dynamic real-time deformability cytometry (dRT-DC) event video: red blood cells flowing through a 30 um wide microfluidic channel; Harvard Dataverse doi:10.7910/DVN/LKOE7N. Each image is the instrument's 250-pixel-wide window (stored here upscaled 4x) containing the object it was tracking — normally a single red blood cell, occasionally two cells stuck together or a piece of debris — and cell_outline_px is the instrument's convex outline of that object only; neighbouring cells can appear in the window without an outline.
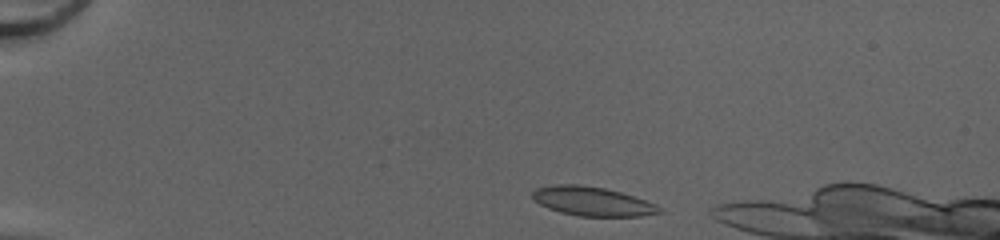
{"species": "common noctule bat (a hibernating species)", "species_latin": "Nyctalus noctula", "temperature_condition": "cold", "stored_images_in_passage": 14, "camera_frame_rate_fps": 3000, "um_per_image_px": 0.085, "animal": {"sex": "female", "body_mass_g": 20.0, "forearm_length_mm": 54.0}, "frame": {"image": 1, "passage_image": 3, "time_ms": 0.667, "image_size_px": [1000, 240], "cell_outline_px": [[664, 212], [640, 216], [580, 216], [560, 212], [548, 208], [540, 204], [532, 196], [532, 192], [536, 188], [556, 184], [580, 184], [604, 188], [620, 192], [656, 204]], "centroid_in_image_um": [50.34, 17.11], "position_along_channel_um": 34.7, "area_um2": 21.33}}
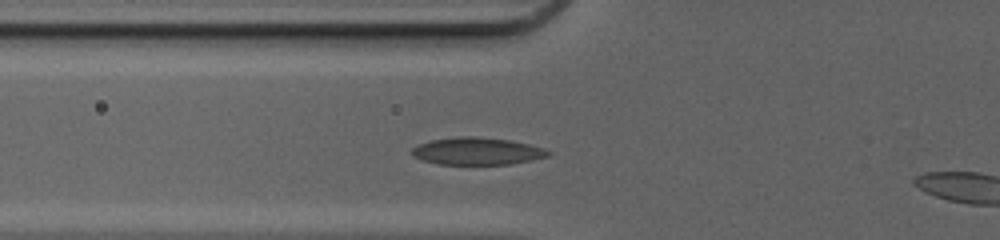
{"frame": {"image": 2, "passage_image": 12, "time_ms": 3.667, "image_size_px": [1000, 240], "cell_outline_px": [[552, 152], [548, 156], [532, 160], [512, 164], [436, 164], [420, 160], [412, 156], [408, 152], [416, 144], [432, 140], [456, 136], [476, 136], [508, 140], [528, 144], [544, 148]], "centroid_in_image_um": [40.48, 12.85], "position_along_channel_um": 85.3, "area_um2": 21.96}}